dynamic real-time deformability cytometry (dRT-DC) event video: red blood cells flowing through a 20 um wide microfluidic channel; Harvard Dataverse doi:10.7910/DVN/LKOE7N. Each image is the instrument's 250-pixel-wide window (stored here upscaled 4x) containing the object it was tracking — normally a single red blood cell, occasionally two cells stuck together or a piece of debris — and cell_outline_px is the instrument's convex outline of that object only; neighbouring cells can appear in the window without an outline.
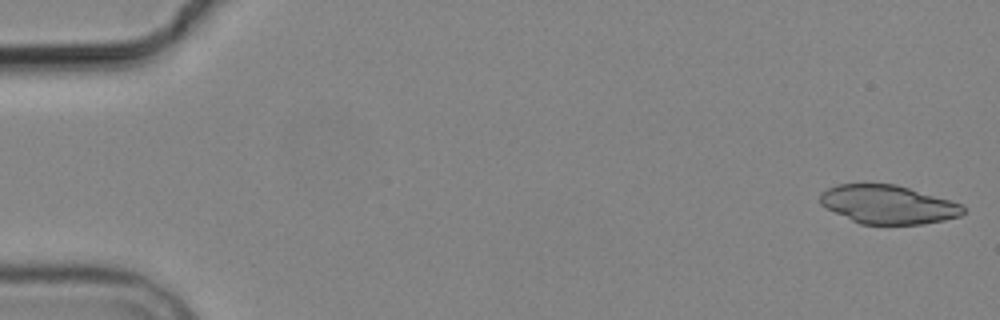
{"species": "common noctule bat (a hibernating species)", "species_latin": "Nyctalus noctula", "temperature_condition": "cold", "stored_images_in_passage": 5, "camera_frame_rate_fps": 3000, "um_per_image_px": 0.085, "animal": {"sex": "male", "body_mass_g": 19.2, "forearm_length_mm": 51.8}, "frame": {"image": 1, "passage_image": 1, "time_ms": 0.0, "image_size_px": [1000, 320], "cell_outline_px": [[964, 212], [960, 216], [944, 220], [924, 224], [860, 224], [820, 204], [820, 192], [836, 184], [896, 184], [948, 200], [960, 204], [964, 208]], "centroid_in_image_um": [75.46, 17.38], "position_along_channel_um": 9.5, "area_um2": 31.79}}